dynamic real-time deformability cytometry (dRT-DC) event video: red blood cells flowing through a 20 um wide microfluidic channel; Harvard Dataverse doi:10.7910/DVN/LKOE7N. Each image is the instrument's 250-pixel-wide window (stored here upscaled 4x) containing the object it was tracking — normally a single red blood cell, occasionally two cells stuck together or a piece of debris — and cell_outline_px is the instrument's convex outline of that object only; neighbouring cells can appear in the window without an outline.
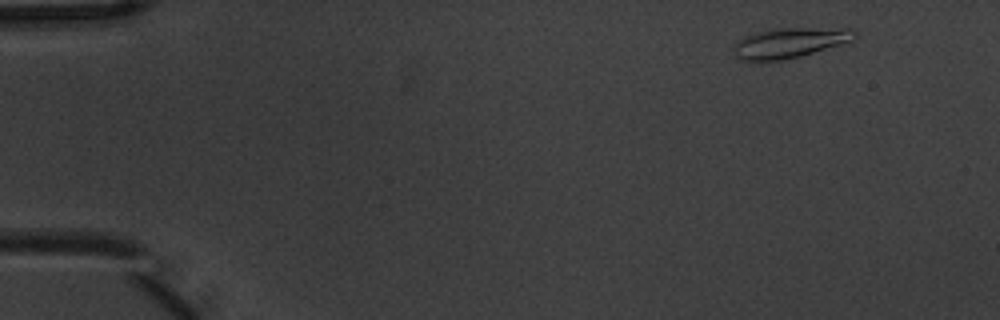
{"species": "common noctule bat (a hibernating species)", "species_latin": "Nyctalus noctula", "temperature_condition": "warm", "stored_images_in_passage": 5, "camera_frame_rate_fps": 3000, "um_per_image_px": 0.085, "animal": {"sex": "male", "body_mass_g": 20.1, "forearm_length_mm": 53.5}, "frame": {"image": 1, "passage_image": 2, "time_ms": 0.333, "image_size_px": [1000, 320], "cell_outline_px": [[856, 40], [800, 56], [780, 60], [740, 60], [736, 56], [736, 44], [740, 40], [756, 32], [784, 28], [848, 28], [856, 32]], "centroid_in_image_um": [67.22, 3.63], "position_along_channel_um": 17.8, "area_um2": 20.69}}